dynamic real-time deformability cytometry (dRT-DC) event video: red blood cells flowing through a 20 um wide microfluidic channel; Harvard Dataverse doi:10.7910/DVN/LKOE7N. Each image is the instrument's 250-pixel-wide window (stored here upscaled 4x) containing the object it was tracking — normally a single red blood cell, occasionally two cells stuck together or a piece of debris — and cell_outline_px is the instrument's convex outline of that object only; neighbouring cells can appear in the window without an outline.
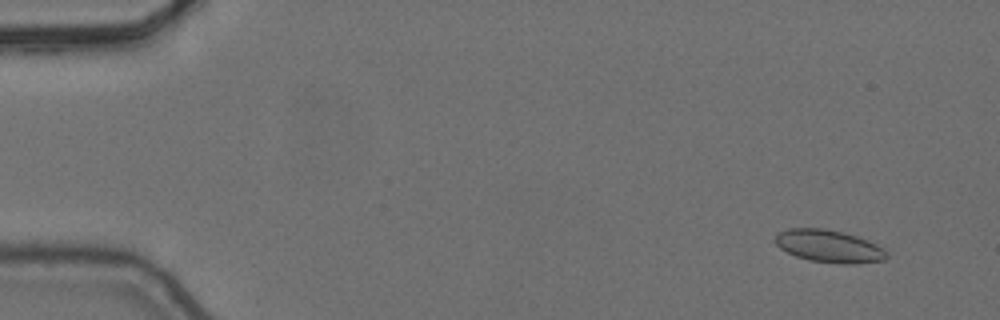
{"species": "common noctule bat (a hibernating species)", "species_latin": "Nyctalus noctula", "temperature_condition": "cold", "stored_images_in_passage": 6, "camera_frame_rate_fps": 3000, "um_per_image_px": 0.085, "animal": {"sex": "female", "body_mass_g": 24.6, "forearm_length_mm": 56.2}, "frame": {"image": 1, "passage_image": 2, "time_ms": 0.333, "image_size_px": [1000, 320], "cell_outline_px": [[888, 256], [884, 260], [856, 264], [840, 264], [808, 260], [796, 256], [780, 248], [776, 244], [776, 232], [788, 228], [824, 228], [844, 232], [868, 240], [884, 248], [888, 252]], "centroid_in_image_um": [70.48, 20.92], "position_along_channel_um": 14.5, "area_um2": 21.33}}
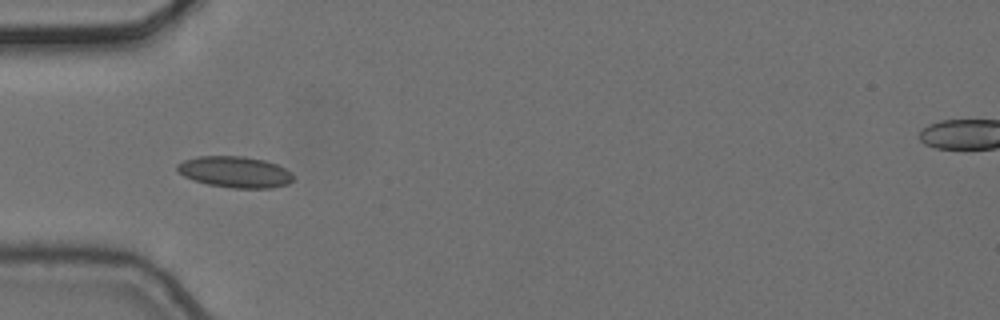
{"frame": {"image": 2, "passage_image": 6, "time_ms": 1.667, "image_size_px": [1000, 320], "cell_outline_px": [[292, 180], [288, 184], [272, 188], [232, 188], [208, 184], [192, 180], [184, 176], [176, 168], [176, 164], [184, 160], [196, 156], [244, 156], [264, 160], [276, 164], [292, 172]], "centroid_in_image_um": [19.96, 14.61], "position_along_channel_um": 65.0, "area_um2": 21.15}}